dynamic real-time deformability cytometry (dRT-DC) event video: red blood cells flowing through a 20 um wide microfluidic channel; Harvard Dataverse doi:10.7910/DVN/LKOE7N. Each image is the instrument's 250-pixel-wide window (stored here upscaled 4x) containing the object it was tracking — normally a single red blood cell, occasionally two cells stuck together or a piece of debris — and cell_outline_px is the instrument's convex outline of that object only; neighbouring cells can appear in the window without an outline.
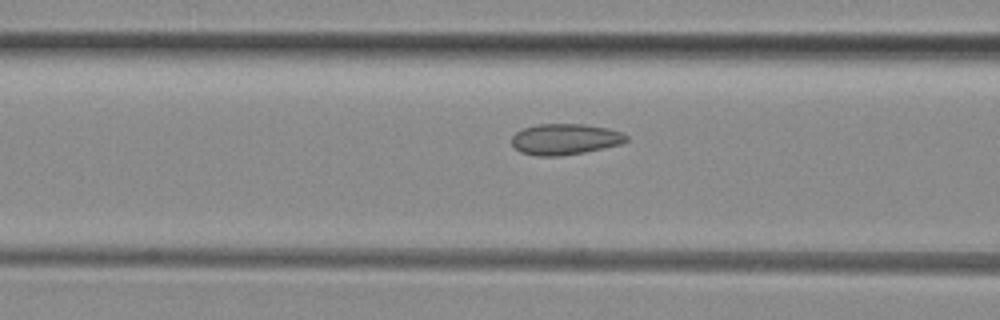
{"species": "common noctule bat (a hibernating species)", "species_latin": "Nyctalus noctula", "temperature_condition": "room temperature", "stored_images_in_passage": 15, "camera_frame_rate_fps": 3000, "um_per_image_px": 0.085, "animal": {"sex": "female", "body_mass_g": 29.2, "forearm_length_mm": 56.3}, "frame": {"image": 1, "passage_image": 13, "time_ms": 4.0, "image_size_px": [1000, 320], "cell_outline_px": [[628, 140], [620, 144], [584, 152], [560, 156], [536, 156], [520, 152], [512, 144], [512, 136], [516, 132], [524, 128], [536, 124], [584, 124], [608, 128], [620, 132], [628, 136]], "centroid_in_image_um": [48.01, 11.83], "position_along_channel_um": 118.6, "area_um2": 20.63}}